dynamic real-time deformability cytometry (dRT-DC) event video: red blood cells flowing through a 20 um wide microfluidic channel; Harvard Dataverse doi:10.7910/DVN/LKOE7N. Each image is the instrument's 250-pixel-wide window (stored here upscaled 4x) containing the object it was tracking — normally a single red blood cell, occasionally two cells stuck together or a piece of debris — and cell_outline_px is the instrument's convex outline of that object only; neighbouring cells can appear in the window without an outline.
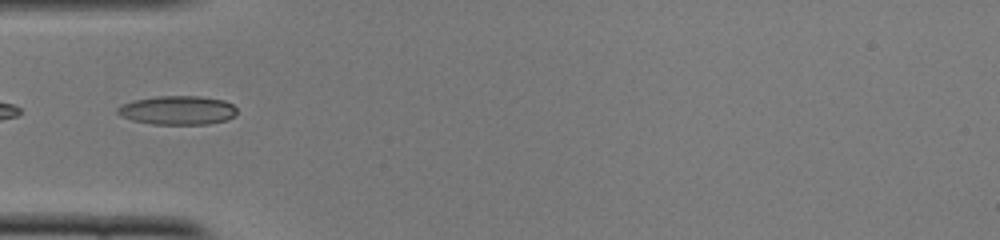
{"species": "common noctule bat (a hibernating species)", "species_latin": "Nyctalus noctula", "temperature_condition": "cold", "stored_images_in_passage": 36, "camera_frame_rate_fps": 3000, "um_per_image_px": 0.085, "animal": {"sex": "female", "body_mass_g": 22.0, "forearm_length_mm": 56.7}, "frame": {"image": 1, "passage_image": 17, "time_ms": 5.333, "image_size_px": [1000, 240], "cell_outline_px": [[236, 116], [228, 120], [208, 124], [152, 124], [132, 120], [120, 116], [116, 112], [116, 108], [120, 104], [132, 100], [156, 96], [200, 96], [224, 100], [232, 104], [236, 108]], "centroid_in_image_um": [15.08, 9.37], "position_along_channel_um": 69.9, "area_um2": 20.4}}
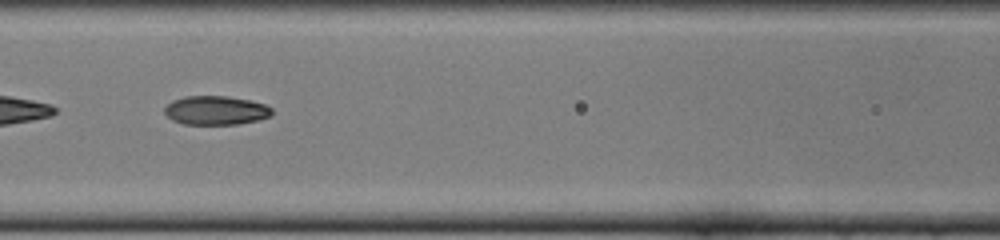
{"frame": {"image": 2, "passage_image": 23, "time_ms": 7.333, "image_size_px": [1000, 240], "cell_outline_px": [[272, 112], [268, 116], [256, 120], [240, 124], [184, 124], [172, 120], [164, 112], [164, 108], [172, 100], [184, 96], [228, 96], [248, 100], [264, 104], [272, 108]], "centroid_in_image_um": [18.31, 9.37], "position_along_channel_um": 148.3, "area_um2": 17.98}}
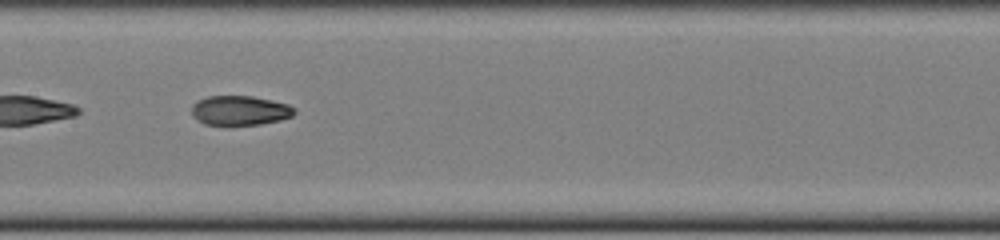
{"frame": {"image": 3, "passage_image": 26, "time_ms": 8.333, "image_size_px": [1000, 240], "cell_outline_px": [[296, 112], [292, 116], [280, 120], [260, 124], [204, 124], [196, 120], [192, 116], [192, 104], [196, 100], [208, 96], [252, 96], [272, 100], [288, 104], [296, 108]], "centroid_in_image_um": [20.38, 9.37], "position_along_channel_um": 187.0, "area_um2": 17.74}}